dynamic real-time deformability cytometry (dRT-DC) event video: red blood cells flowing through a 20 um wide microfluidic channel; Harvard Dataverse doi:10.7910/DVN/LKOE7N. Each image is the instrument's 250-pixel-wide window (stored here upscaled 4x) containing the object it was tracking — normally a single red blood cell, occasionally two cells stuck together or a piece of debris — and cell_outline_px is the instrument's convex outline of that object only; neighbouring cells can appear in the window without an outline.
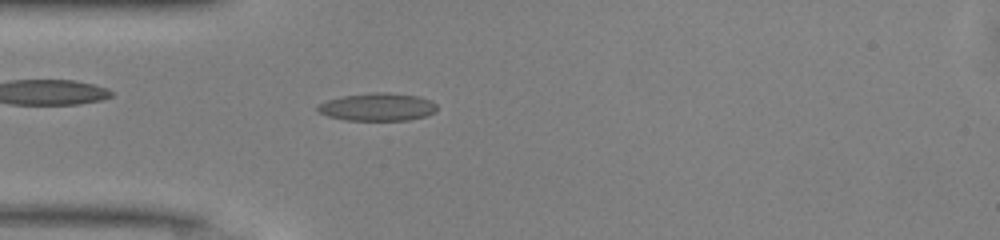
{"species": "common noctule bat (a hibernating species)", "species_latin": "Nyctalus noctula", "temperature_condition": "warm", "stored_images_in_passage": 43, "camera_frame_rate_fps": 3000, "um_per_image_px": 0.085, "animal": {"sex": "male", "body_mass_g": 13.0, "forearm_length_mm": 53.1}, "frame": {"image": 1, "passage_image": 8, "time_ms": 2.333, "image_size_px": [1000, 240], "cell_outline_px": [[436, 112], [428, 116], [408, 120], [344, 120], [328, 116], [320, 112], [316, 108], [320, 104], [328, 100], [340, 96], [376, 92], [388, 92], [420, 96], [432, 100], [436, 104]], "centroid_in_image_um": [32.14, 9.09], "position_along_channel_um": 52.9, "area_um2": 19.48}}
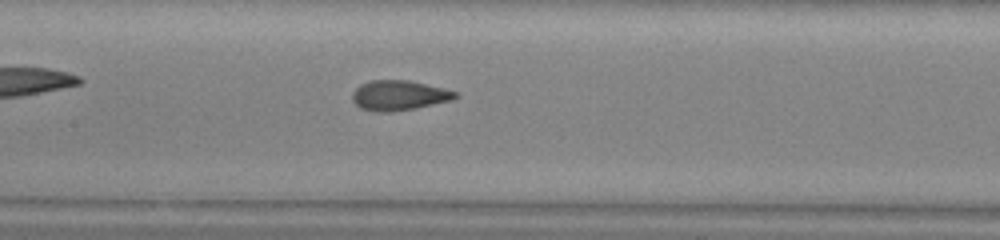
{"frame": {"image": 2, "passage_image": 17, "time_ms": 5.333, "image_size_px": [1000, 240], "cell_outline_px": [[460, 96], [452, 100], [416, 108], [392, 112], [376, 112], [360, 108], [352, 100], [352, 92], [360, 84], [368, 80], [408, 80], [444, 88], [456, 92]], "centroid_in_image_um": [33.9, 8.11], "position_along_channel_um": 173.5, "area_um2": 18.15}}
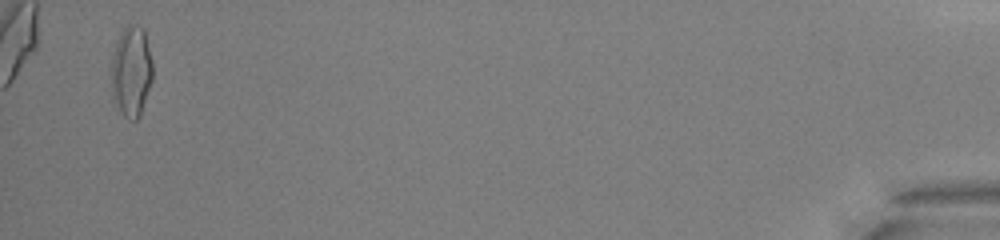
{"frame": {"image": 3, "passage_image": 42, "time_ms": 13.667, "image_size_px": [1000, 240], "cell_outline_px": [[152, 80], [140, 116], [136, 120], [132, 120], [124, 116], [120, 112], [112, 96], [112, 56], [116, 44], [124, 28], [128, 24], [132, 24], [144, 28], [152, 60]], "centroid_in_image_um": [11.18, 6.08], "position_along_channel_um": 424.0, "area_um2": 21.73}, "authors_computed_cell_mechanics": {"area_um2": 17.9758, "velocity_mm_per_s": 4.1678, "shape_relaxation_time_tau1_ms": 4.4036, "shape_relaxation_time_tau2_ms": 1.0102, "deformation_change_tau1": 0.1766, "deformation_change_tau2": 0.079}}